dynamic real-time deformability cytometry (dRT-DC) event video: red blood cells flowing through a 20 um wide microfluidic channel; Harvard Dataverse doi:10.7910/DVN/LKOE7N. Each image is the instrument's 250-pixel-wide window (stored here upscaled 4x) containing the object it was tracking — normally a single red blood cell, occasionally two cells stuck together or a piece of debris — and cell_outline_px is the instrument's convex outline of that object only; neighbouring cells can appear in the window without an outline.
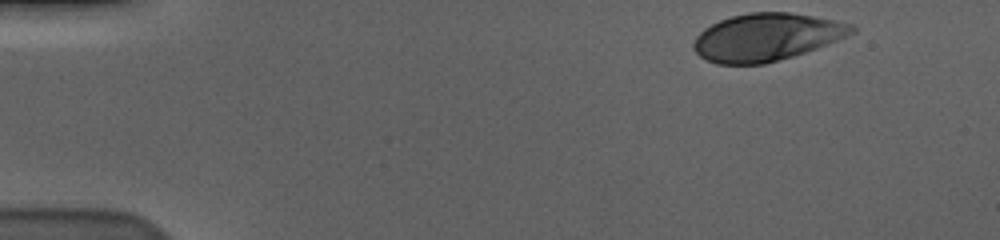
{"species": "human", "species_latin": "Homo sapiens", "temperature_condition": "cold", "stored_images_in_passage": 43, "camera_frame_rate_fps": 3000, "um_per_image_px": 0.085, "donor": {"sex": "male"}, "frame": {"image": 1, "passage_image": 1, "time_ms": 0.0, "image_size_px": [1000, 240], "cell_outline_px": [[856, 32], [816, 48], [792, 56], [764, 64], [716, 64], [700, 56], [692, 48], [692, 44], [696, 36], [704, 28], [720, 20], [732, 16], [748, 12], [788, 12], [812, 16], [852, 24], [856, 28]], "centroid_in_image_um": [65.12, 3.15], "position_along_channel_um": 19.9, "area_um2": 43.47}}
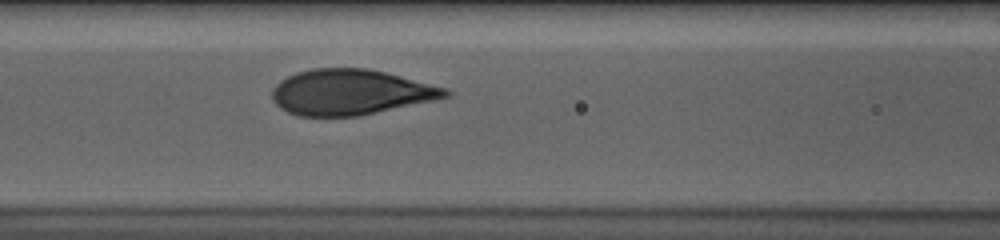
{"frame": {"image": 2, "passage_image": 20, "time_ms": 6.333, "image_size_px": [1000, 240], "cell_outline_px": [[452, 96], [356, 116], [296, 116], [280, 108], [272, 100], [272, 88], [280, 80], [296, 72], [312, 68], [368, 68], [448, 88], [452, 92]], "centroid_in_image_um": [29.76, 7.83], "position_along_channel_um": 136.8, "area_um2": 45.84}}
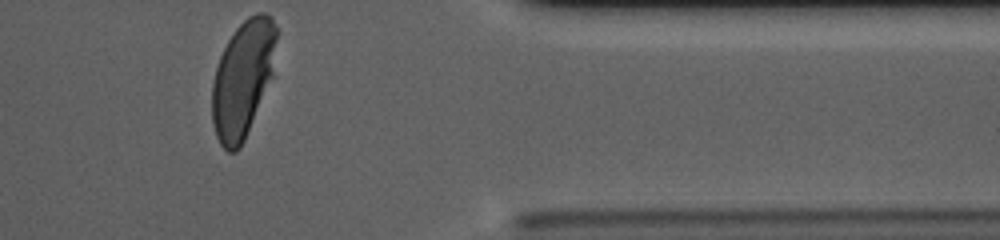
{"frame": {"image": 3, "passage_image": 43, "time_ms": 14.0, "image_size_px": [1000, 240], "cell_outline_px": [[276, 76], [240, 148], [236, 152], [228, 152], [220, 144], [216, 136], [212, 124], [212, 84], [216, 68], [220, 56], [228, 40], [236, 28], [248, 16], [256, 12], [264, 12], [272, 16], [276, 28]], "centroid_in_image_um": [20.69, 6.71], "position_along_channel_um": 390.7, "area_um2": 45.03}, "authors_computed_cell_mechanics": {"area_um2": 45.8932, "velocity_mm_per_s": 3.5549, "shape_relaxation_time_tau1_ms": 3.501, "shape_relaxation_time_tau2_ms": null, "deformation_change_tau1": 0.1881, "deformation_change_tau2": null}}